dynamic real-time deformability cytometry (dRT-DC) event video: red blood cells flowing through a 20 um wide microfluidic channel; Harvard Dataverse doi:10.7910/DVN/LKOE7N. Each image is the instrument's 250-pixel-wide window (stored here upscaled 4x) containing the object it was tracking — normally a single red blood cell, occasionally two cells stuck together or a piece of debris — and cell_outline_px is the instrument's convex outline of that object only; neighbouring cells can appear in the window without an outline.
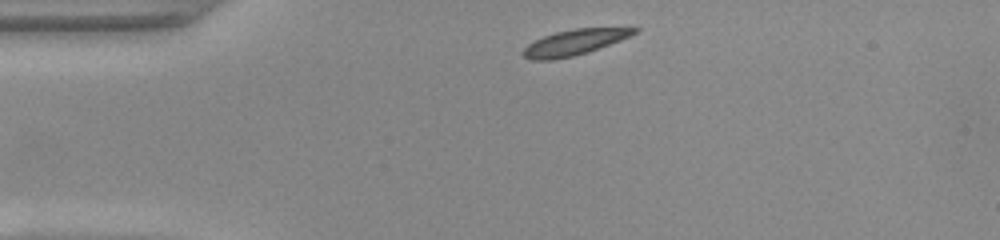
{"species": "common noctule bat (a hibernating species)", "species_latin": "Nyctalus noctula", "temperature_condition": "warm", "stored_images_in_passage": 40, "camera_frame_rate_fps": 3000, "um_per_image_px": 0.085, "animal": {"sex": "female", "body_mass_g": 22.0, "forearm_length_mm": 56.7}, "frame": {"image": 1, "passage_image": 1, "time_ms": 0.0, "image_size_px": [1000, 240], "cell_outline_px": [[640, 32], [620, 40], [588, 52], [556, 60], [532, 60], [524, 56], [520, 52], [528, 44], [544, 36], [556, 32], [576, 28], [640, 28]], "centroid_in_image_um": [48.82, 3.6], "position_along_channel_um": 36.2, "area_um2": 16.47}}
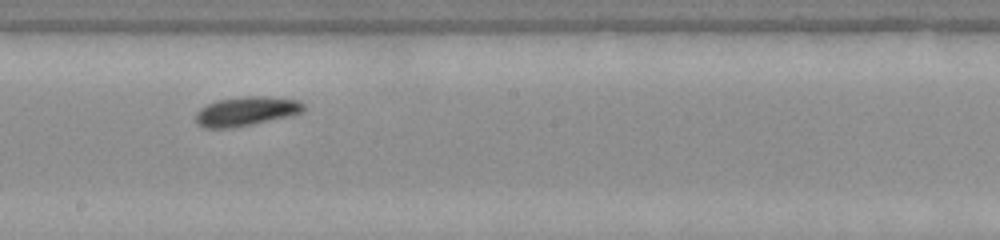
{"frame": {"image": 2, "passage_image": 18, "time_ms": 5.667, "image_size_px": [1000, 240], "cell_outline_px": [[304, 108], [300, 112], [292, 116], [232, 128], [204, 128], [196, 120], [196, 112], [200, 108], [208, 104], [220, 100], [244, 96], [264, 96], [296, 100], [304, 104]], "centroid_in_image_um": [20.93, 9.46], "position_along_channel_um": 227.3, "area_um2": 18.15}}
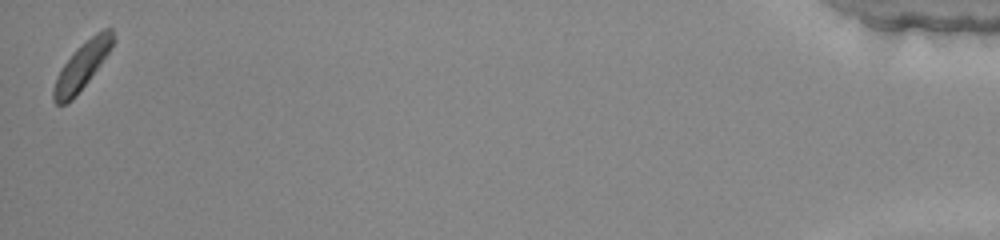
{"frame": {"image": 3, "passage_image": 40, "time_ms": 13.0, "image_size_px": [1000, 240], "cell_outline_px": [[116, 40], [112, 48], [76, 96], [72, 100], [64, 104], [56, 104], [52, 100], [52, 88], [56, 76], [64, 64], [76, 48], [96, 32], [104, 28], [112, 28]], "centroid_in_image_um": [6.97, 5.58], "position_along_channel_um": 428.2, "area_um2": 16.3}, "authors_computed_cell_mechanics": {"area_um2": 17.2244, "velocity_mm_per_s": 4.0334, "shape_relaxation_time_tau1_ms": 1.9934, "shape_relaxation_time_tau2_ms": 1.8207, "deformation_change_tau1": 0.084, "deformation_change_tau2": 0.0416}}